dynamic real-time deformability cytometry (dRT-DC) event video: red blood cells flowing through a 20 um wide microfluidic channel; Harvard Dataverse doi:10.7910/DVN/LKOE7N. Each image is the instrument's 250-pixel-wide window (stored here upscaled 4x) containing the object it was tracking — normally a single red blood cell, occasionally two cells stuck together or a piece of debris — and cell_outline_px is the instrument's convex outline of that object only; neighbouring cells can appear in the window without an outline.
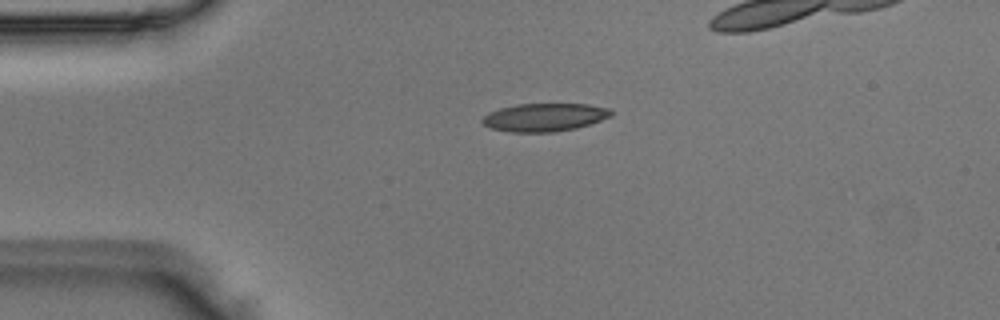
{"species": "Egyptian fruit bat (a non-hibernating species)", "species_latin": "Rousettus aegyptiacus", "temperature_condition": "room temperature", "stored_images_in_passage": 9, "camera_frame_rate_fps": 3000, "um_per_image_px": 0.085, "animal": {"sex": "male"}, "frame": {"image": 1, "passage_image": 4, "time_ms": 1.0, "image_size_px": [1000, 320], "cell_outline_px": [[612, 116], [576, 128], [552, 132], [508, 132], [492, 128], [484, 124], [480, 120], [488, 112], [500, 108], [516, 104], [588, 104], [612, 108]], "centroid_in_image_um": [46.28, 9.96], "position_along_channel_um": 38.7, "area_um2": 21.1}}
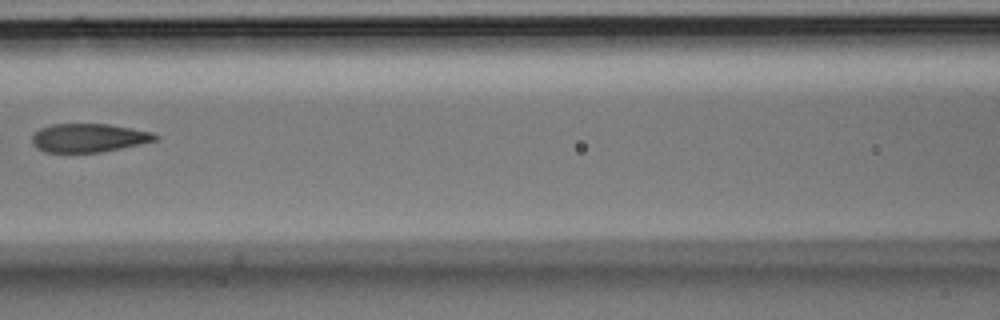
{"frame": {"image": 2, "passage_image": 7, "time_ms": 2.0, "image_size_px": [1000, 320], "cell_outline_px": [[160, 136], [156, 140], [140, 144], [100, 152], [44, 152], [36, 148], [32, 144], [32, 136], [40, 128], [52, 124], [108, 124], [132, 128], [152, 132]], "centroid_in_image_um": [7.53, 11.71], "position_along_channel_um": 159.1, "area_um2": 20.46}}
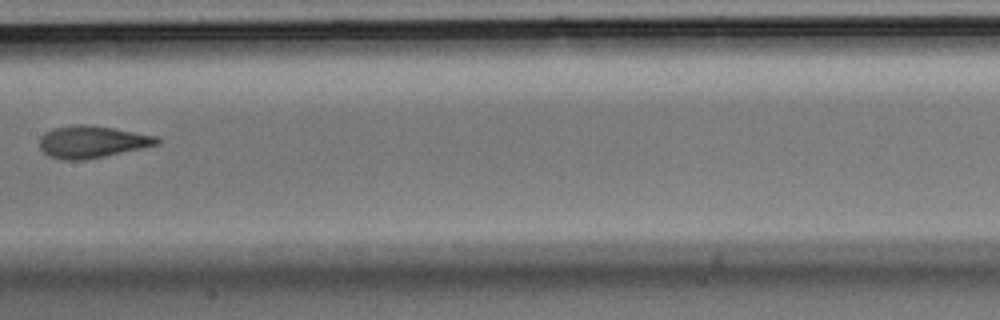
{"frame": {"image": 3, "passage_image": 8, "time_ms": 2.333, "image_size_px": [1000, 320], "cell_outline_px": [[160, 144], [104, 156], [84, 160], [64, 160], [48, 156], [40, 148], [40, 136], [44, 132], [52, 128], [80, 124], [88, 124], [112, 128], [156, 136], [160, 140]], "centroid_in_image_um": [7.78, 12.05], "position_along_channel_um": 199.6, "area_um2": 21.85}}